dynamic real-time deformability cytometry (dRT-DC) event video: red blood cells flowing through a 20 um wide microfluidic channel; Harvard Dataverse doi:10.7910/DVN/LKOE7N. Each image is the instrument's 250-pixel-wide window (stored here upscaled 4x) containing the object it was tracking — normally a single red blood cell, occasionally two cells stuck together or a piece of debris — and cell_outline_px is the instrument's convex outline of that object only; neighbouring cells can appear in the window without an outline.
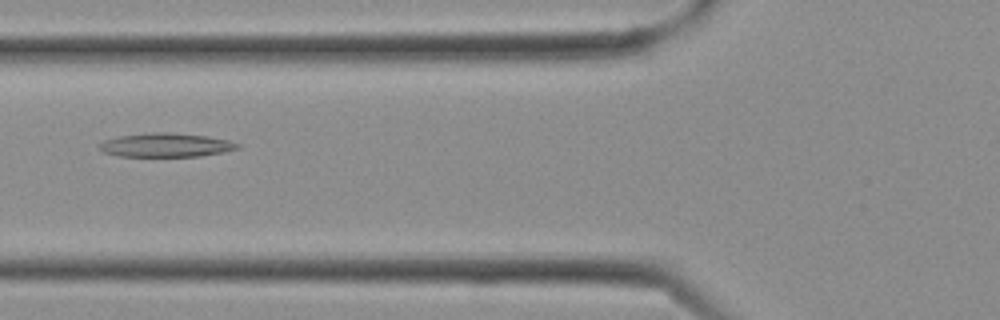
{"species": "Egyptian fruit bat (a non-hibernating species)", "species_latin": "Rousettus aegyptiacus", "temperature_condition": "cold", "stored_images_in_passage": 9, "camera_frame_rate_fps": 3000, "um_per_image_px": 0.085, "frame": {"image": 1, "passage_image": 6, "time_ms": 1.667, "image_size_px": [1000, 320], "cell_outline_px": [[240, 148], [224, 152], [200, 156], [120, 156], [104, 152], [100, 148], [100, 144], [104, 140], [120, 136], [160, 132], [168, 132], [208, 136], [228, 140], [240, 144]], "centroid_in_image_um": [14.16, 12.33], "position_along_channel_um": 111.6, "area_um2": 18.96}}
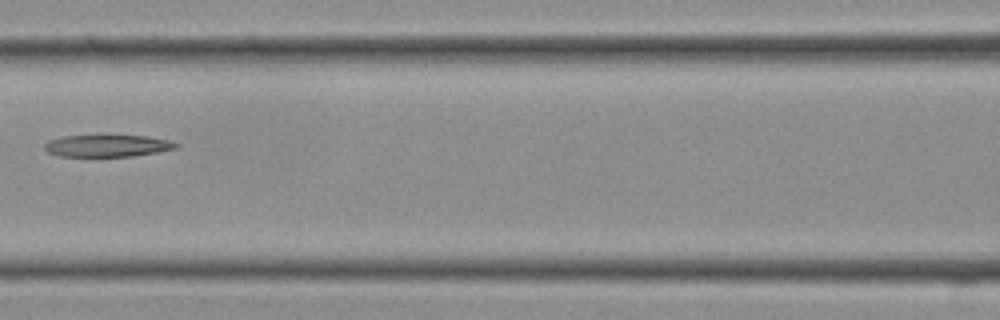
{"frame": {"image": 2, "passage_image": 8, "time_ms": 2.333, "image_size_px": [1000, 320], "cell_outline_px": [[180, 144], [176, 148], [156, 152], [132, 156], [60, 156], [48, 152], [44, 148], [44, 144], [48, 140], [64, 136], [96, 132], [104, 132], [148, 136], [168, 140]], "centroid_in_image_um": [9.09, 12.32], "position_along_channel_um": 157.5, "area_um2": 17.92}}